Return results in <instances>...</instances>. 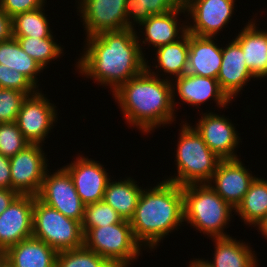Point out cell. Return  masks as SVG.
<instances>
[{"instance_id":"cell-14","label":"cell","mask_w":267,"mask_h":267,"mask_svg":"<svg viewBox=\"0 0 267 267\" xmlns=\"http://www.w3.org/2000/svg\"><path fill=\"white\" fill-rule=\"evenodd\" d=\"M174 80L172 81V93L173 106L176 112L178 109L176 105L179 104L176 101L178 96L179 99L177 100H181L183 104L187 103L188 106L196 107V109H199L201 104L204 105L209 100H213L216 103L215 106L222 110L229 108L227 106L232 103L215 78L185 73Z\"/></svg>"},{"instance_id":"cell-32","label":"cell","mask_w":267,"mask_h":267,"mask_svg":"<svg viewBox=\"0 0 267 267\" xmlns=\"http://www.w3.org/2000/svg\"><path fill=\"white\" fill-rule=\"evenodd\" d=\"M56 267H114L107 259L85 246L58 252Z\"/></svg>"},{"instance_id":"cell-17","label":"cell","mask_w":267,"mask_h":267,"mask_svg":"<svg viewBox=\"0 0 267 267\" xmlns=\"http://www.w3.org/2000/svg\"><path fill=\"white\" fill-rule=\"evenodd\" d=\"M34 196L19 195L0 215V254L32 237Z\"/></svg>"},{"instance_id":"cell-11","label":"cell","mask_w":267,"mask_h":267,"mask_svg":"<svg viewBox=\"0 0 267 267\" xmlns=\"http://www.w3.org/2000/svg\"><path fill=\"white\" fill-rule=\"evenodd\" d=\"M201 118L192 127L202 137L206 145L221 160L237 159V149L240 146L241 136L232 120L225 115L207 111L201 113Z\"/></svg>"},{"instance_id":"cell-2","label":"cell","mask_w":267,"mask_h":267,"mask_svg":"<svg viewBox=\"0 0 267 267\" xmlns=\"http://www.w3.org/2000/svg\"><path fill=\"white\" fill-rule=\"evenodd\" d=\"M112 95L125 123L144 135L176 121L172 82L147 69L120 85Z\"/></svg>"},{"instance_id":"cell-19","label":"cell","mask_w":267,"mask_h":267,"mask_svg":"<svg viewBox=\"0 0 267 267\" xmlns=\"http://www.w3.org/2000/svg\"><path fill=\"white\" fill-rule=\"evenodd\" d=\"M227 42L225 47L221 44L222 64L217 80L221 89L233 102L240 92L242 94L244 86H248L252 78L257 79L246 66L244 52L240 45L233 37L230 42Z\"/></svg>"},{"instance_id":"cell-40","label":"cell","mask_w":267,"mask_h":267,"mask_svg":"<svg viewBox=\"0 0 267 267\" xmlns=\"http://www.w3.org/2000/svg\"><path fill=\"white\" fill-rule=\"evenodd\" d=\"M256 230L258 229V232L267 239V217H265L263 220H261L255 227Z\"/></svg>"},{"instance_id":"cell-12","label":"cell","mask_w":267,"mask_h":267,"mask_svg":"<svg viewBox=\"0 0 267 267\" xmlns=\"http://www.w3.org/2000/svg\"><path fill=\"white\" fill-rule=\"evenodd\" d=\"M77 14L90 37L105 31H118L127 28L125 16L126 0H75Z\"/></svg>"},{"instance_id":"cell-38","label":"cell","mask_w":267,"mask_h":267,"mask_svg":"<svg viewBox=\"0 0 267 267\" xmlns=\"http://www.w3.org/2000/svg\"><path fill=\"white\" fill-rule=\"evenodd\" d=\"M10 159L0 154V188L11 189Z\"/></svg>"},{"instance_id":"cell-4","label":"cell","mask_w":267,"mask_h":267,"mask_svg":"<svg viewBox=\"0 0 267 267\" xmlns=\"http://www.w3.org/2000/svg\"><path fill=\"white\" fill-rule=\"evenodd\" d=\"M184 222L207 238L228 237L225 229L234 217L232 208L209 185L190 184L182 187ZM233 216V217H232Z\"/></svg>"},{"instance_id":"cell-18","label":"cell","mask_w":267,"mask_h":267,"mask_svg":"<svg viewBox=\"0 0 267 267\" xmlns=\"http://www.w3.org/2000/svg\"><path fill=\"white\" fill-rule=\"evenodd\" d=\"M181 14H185L184 17L187 18V13L184 11L171 10L164 14L152 15L147 21L138 26L139 32L136 30V35L144 56L146 55L144 53L145 50H143L145 48L142 46L145 47L147 43L146 46L150 47L152 45L155 51L160 46L179 40L187 32V21L185 18L184 21H181V18L178 20L182 16Z\"/></svg>"},{"instance_id":"cell-7","label":"cell","mask_w":267,"mask_h":267,"mask_svg":"<svg viewBox=\"0 0 267 267\" xmlns=\"http://www.w3.org/2000/svg\"><path fill=\"white\" fill-rule=\"evenodd\" d=\"M32 236L44 241L57 252L84 246L81 223L34 196Z\"/></svg>"},{"instance_id":"cell-22","label":"cell","mask_w":267,"mask_h":267,"mask_svg":"<svg viewBox=\"0 0 267 267\" xmlns=\"http://www.w3.org/2000/svg\"><path fill=\"white\" fill-rule=\"evenodd\" d=\"M155 50V54H153L156 55L154 59L155 63L154 65L152 64L154 69H151V64L148 63L150 60H146V69L150 73L171 82L174 81L175 78L187 73L189 51L188 32H186L179 40L160 46ZM164 75L167 76L165 77Z\"/></svg>"},{"instance_id":"cell-36","label":"cell","mask_w":267,"mask_h":267,"mask_svg":"<svg viewBox=\"0 0 267 267\" xmlns=\"http://www.w3.org/2000/svg\"><path fill=\"white\" fill-rule=\"evenodd\" d=\"M47 0H0L2 9L13 18L15 15L45 7Z\"/></svg>"},{"instance_id":"cell-34","label":"cell","mask_w":267,"mask_h":267,"mask_svg":"<svg viewBox=\"0 0 267 267\" xmlns=\"http://www.w3.org/2000/svg\"><path fill=\"white\" fill-rule=\"evenodd\" d=\"M26 97L21 91L0 88V123L15 122Z\"/></svg>"},{"instance_id":"cell-31","label":"cell","mask_w":267,"mask_h":267,"mask_svg":"<svg viewBox=\"0 0 267 267\" xmlns=\"http://www.w3.org/2000/svg\"><path fill=\"white\" fill-rule=\"evenodd\" d=\"M123 218L104 200L85 205L81 230L85 234L91 228L120 223Z\"/></svg>"},{"instance_id":"cell-1","label":"cell","mask_w":267,"mask_h":267,"mask_svg":"<svg viewBox=\"0 0 267 267\" xmlns=\"http://www.w3.org/2000/svg\"><path fill=\"white\" fill-rule=\"evenodd\" d=\"M83 52L76 59L80 76L109 87L113 93L120 85L146 69L136 30L126 28L85 37Z\"/></svg>"},{"instance_id":"cell-43","label":"cell","mask_w":267,"mask_h":267,"mask_svg":"<svg viewBox=\"0 0 267 267\" xmlns=\"http://www.w3.org/2000/svg\"><path fill=\"white\" fill-rule=\"evenodd\" d=\"M0 267H12L2 254H0Z\"/></svg>"},{"instance_id":"cell-37","label":"cell","mask_w":267,"mask_h":267,"mask_svg":"<svg viewBox=\"0 0 267 267\" xmlns=\"http://www.w3.org/2000/svg\"><path fill=\"white\" fill-rule=\"evenodd\" d=\"M13 38L12 18L0 6V43Z\"/></svg>"},{"instance_id":"cell-23","label":"cell","mask_w":267,"mask_h":267,"mask_svg":"<svg viewBox=\"0 0 267 267\" xmlns=\"http://www.w3.org/2000/svg\"><path fill=\"white\" fill-rule=\"evenodd\" d=\"M212 242L213 260L202 258L210 267H259L257 253L250 243L232 236L212 238Z\"/></svg>"},{"instance_id":"cell-35","label":"cell","mask_w":267,"mask_h":267,"mask_svg":"<svg viewBox=\"0 0 267 267\" xmlns=\"http://www.w3.org/2000/svg\"><path fill=\"white\" fill-rule=\"evenodd\" d=\"M0 88L18 90L27 96L38 90L25 75L3 64H0Z\"/></svg>"},{"instance_id":"cell-3","label":"cell","mask_w":267,"mask_h":267,"mask_svg":"<svg viewBox=\"0 0 267 267\" xmlns=\"http://www.w3.org/2000/svg\"><path fill=\"white\" fill-rule=\"evenodd\" d=\"M129 221L134 238L143 249L155 250L169 233L184 226L182 186L162 180L143 188Z\"/></svg>"},{"instance_id":"cell-41","label":"cell","mask_w":267,"mask_h":267,"mask_svg":"<svg viewBox=\"0 0 267 267\" xmlns=\"http://www.w3.org/2000/svg\"><path fill=\"white\" fill-rule=\"evenodd\" d=\"M200 0H180V11L187 12Z\"/></svg>"},{"instance_id":"cell-24","label":"cell","mask_w":267,"mask_h":267,"mask_svg":"<svg viewBox=\"0 0 267 267\" xmlns=\"http://www.w3.org/2000/svg\"><path fill=\"white\" fill-rule=\"evenodd\" d=\"M2 255L12 267H56L58 252L32 236L9 247Z\"/></svg>"},{"instance_id":"cell-27","label":"cell","mask_w":267,"mask_h":267,"mask_svg":"<svg viewBox=\"0 0 267 267\" xmlns=\"http://www.w3.org/2000/svg\"><path fill=\"white\" fill-rule=\"evenodd\" d=\"M0 64L25 75L39 89V74L44 70L20 46L15 38L0 43Z\"/></svg>"},{"instance_id":"cell-42","label":"cell","mask_w":267,"mask_h":267,"mask_svg":"<svg viewBox=\"0 0 267 267\" xmlns=\"http://www.w3.org/2000/svg\"><path fill=\"white\" fill-rule=\"evenodd\" d=\"M189 263V267H210L202 258H193Z\"/></svg>"},{"instance_id":"cell-5","label":"cell","mask_w":267,"mask_h":267,"mask_svg":"<svg viewBox=\"0 0 267 267\" xmlns=\"http://www.w3.org/2000/svg\"><path fill=\"white\" fill-rule=\"evenodd\" d=\"M179 125L176 154H174L177 173L169 175L164 180L182 187L209 183L221 159L210 150L186 119L183 121L181 119Z\"/></svg>"},{"instance_id":"cell-30","label":"cell","mask_w":267,"mask_h":267,"mask_svg":"<svg viewBox=\"0 0 267 267\" xmlns=\"http://www.w3.org/2000/svg\"><path fill=\"white\" fill-rule=\"evenodd\" d=\"M20 44L21 48L33 58L42 69H46L50 62L64 56L63 45L57 44L58 39L35 38V37H13ZM62 46V47H61Z\"/></svg>"},{"instance_id":"cell-29","label":"cell","mask_w":267,"mask_h":267,"mask_svg":"<svg viewBox=\"0 0 267 267\" xmlns=\"http://www.w3.org/2000/svg\"><path fill=\"white\" fill-rule=\"evenodd\" d=\"M44 7L15 15L13 37L55 38Z\"/></svg>"},{"instance_id":"cell-28","label":"cell","mask_w":267,"mask_h":267,"mask_svg":"<svg viewBox=\"0 0 267 267\" xmlns=\"http://www.w3.org/2000/svg\"><path fill=\"white\" fill-rule=\"evenodd\" d=\"M125 16L127 28L137 29L152 15H160L171 10L180 11V0H126Z\"/></svg>"},{"instance_id":"cell-16","label":"cell","mask_w":267,"mask_h":267,"mask_svg":"<svg viewBox=\"0 0 267 267\" xmlns=\"http://www.w3.org/2000/svg\"><path fill=\"white\" fill-rule=\"evenodd\" d=\"M241 160L240 158L220 160L209 181L214 191L234 209L240 204L256 177Z\"/></svg>"},{"instance_id":"cell-13","label":"cell","mask_w":267,"mask_h":267,"mask_svg":"<svg viewBox=\"0 0 267 267\" xmlns=\"http://www.w3.org/2000/svg\"><path fill=\"white\" fill-rule=\"evenodd\" d=\"M80 154L73 162L62 167L71 176L77 194L85 205L102 201L105 189L113 177L100 161Z\"/></svg>"},{"instance_id":"cell-15","label":"cell","mask_w":267,"mask_h":267,"mask_svg":"<svg viewBox=\"0 0 267 267\" xmlns=\"http://www.w3.org/2000/svg\"><path fill=\"white\" fill-rule=\"evenodd\" d=\"M235 2L236 0H200L186 12L187 32L197 36L220 35L218 33L223 32L222 29L228 26L235 13Z\"/></svg>"},{"instance_id":"cell-33","label":"cell","mask_w":267,"mask_h":267,"mask_svg":"<svg viewBox=\"0 0 267 267\" xmlns=\"http://www.w3.org/2000/svg\"><path fill=\"white\" fill-rule=\"evenodd\" d=\"M30 143L24 138L16 122L0 123V154L15 156Z\"/></svg>"},{"instance_id":"cell-8","label":"cell","mask_w":267,"mask_h":267,"mask_svg":"<svg viewBox=\"0 0 267 267\" xmlns=\"http://www.w3.org/2000/svg\"><path fill=\"white\" fill-rule=\"evenodd\" d=\"M38 89L34 94L28 95L22 103L16 118V124L24 138L30 144L46 143L48 134L58 120V110L55 103H51L47 94Z\"/></svg>"},{"instance_id":"cell-20","label":"cell","mask_w":267,"mask_h":267,"mask_svg":"<svg viewBox=\"0 0 267 267\" xmlns=\"http://www.w3.org/2000/svg\"><path fill=\"white\" fill-rule=\"evenodd\" d=\"M254 17L236 33L234 40L242 48L246 66L252 75L257 80H264L267 79V30L259 28L257 22L260 21L257 16Z\"/></svg>"},{"instance_id":"cell-39","label":"cell","mask_w":267,"mask_h":267,"mask_svg":"<svg viewBox=\"0 0 267 267\" xmlns=\"http://www.w3.org/2000/svg\"><path fill=\"white\" fill-rule=\"evenodd\" d=\"M19 196L12 189L0 188V215L8 208V206Z\"/></svg>"},{"instance_id":"cell-9","label":"cell","mask_w":267,"mask_h":267,"mask_svg":"<svg viewBox=\"0 0 267 267\" xmlns=\"http://www.w3.org/2000/svg\"><path fill=\"white\" fill-rule=\"evenodd\" d=\"M43 145L29 144L10 157L11 189L19 195L37 196L48 167Z\"/></svg>"},{"instance_id":"cell-25","label":"cell","mask_w":267,"mask_h":267,"mask_svg":"<svg viewBox=\"0 0 267 267\" xmlns=\"http://www.w3.org/2000/svg\"><path fill=\"white\" fill-rule=\"evenodd\" d=\"M120 178L118 181L117 179L109 181L103 200L124 220H130L134 215L143 186L139 187L138 182L131 176Z\"/></svg>"},{"instance_id":"cell-6","label":"cell","mask_w":267,"mask_h":267,"mask_svg":"<svg viewBox=\"0 0 267 267\" xmlns=\"http://www.w3.org/2000/svg\"><path fill=\"white\" fill-rule=\"evenodd\" d=\"M84 246L107 259L114 267H130L143 254L129 220L91 228L84 234Z\"/></svg>"},{"instance_id":"cell-26","label":"cell","mask_w":267,"mask_h":267,"mask_svg":"<svg viewBox=\"0 0 267 267\" xmlns=\"http://www.w3.org/2000/svg\"><path fill=\"white\" fill-rule=\"evenodd\" d=\"M234 214L249 227H255L267 217V179L255 177Z\"/></svg>"},{"instance_id":"cell-10","label":"cell","mask_w":267,"mask_h":267,"mask_svg":"<svg viewBox=\"0 0 267 267\" xmlns=\"http://www.w3.org/2000/svg\"><path fill=\"white\" fill-rule=\"evenodd\" d=\"M48 169L37 197L45 204L61 212L65 217L82 223L85 204L77 194L69 173L61 167ZM55 171V172H54Z\"/></svg>"},{"instance_id":"cell-21","label":"cell","mask_w":267,"mask_h":267,"mask_svg":"<svg viewBox=\"0 0 267 267\" xmlns=\"http://www.w3.org/2000/svg\"><path fill=\"white\" fill-rule=\"evenodd\" d=\"M217 40L189 33L187 73L217 79L222 64V47Z\"/></svg>"}]
</instances>
